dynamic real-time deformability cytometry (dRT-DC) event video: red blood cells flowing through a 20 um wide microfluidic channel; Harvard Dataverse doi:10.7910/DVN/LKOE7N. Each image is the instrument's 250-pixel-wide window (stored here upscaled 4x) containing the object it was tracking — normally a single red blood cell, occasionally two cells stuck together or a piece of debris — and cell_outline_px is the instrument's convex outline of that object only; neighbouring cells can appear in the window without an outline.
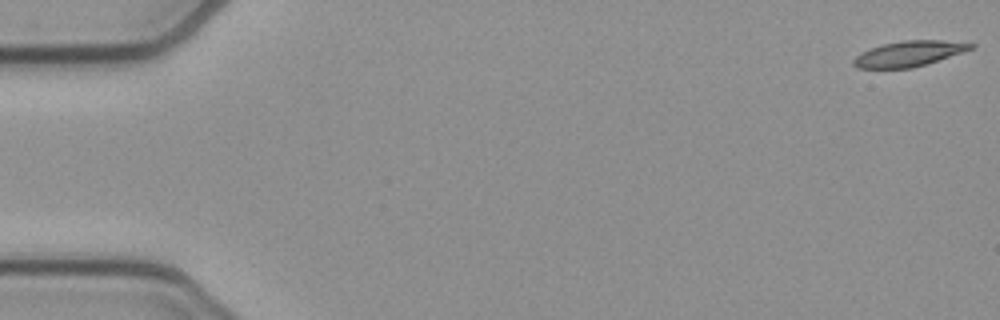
{"species": "common noctule bat (a hibernating species)", "species_latin": "Nyctalus noctula", "temperature_condition": "cold", "stored_images_in_passage": 54, "camera_frame_rate_fps": 3000, "um_per_image_px": 0.085, "animal": {"sex": "female", "body_mass_g": 21.9}, "frame": {"image": 1, "passage_image": 1, "time_ms": 0.0, "image_size_px": [1000, 320], "cell_outline_px": [[976, 48], [912, 68], [856, 68], [852, 64], [852, 60], [860, 52], [884, 44], [904, 40], [940, 40], [976, 44]], "centroid_in_image_um": [77.25, 4.56], "position_along_channel_um": 7.7, "area_um2": 17.28}}
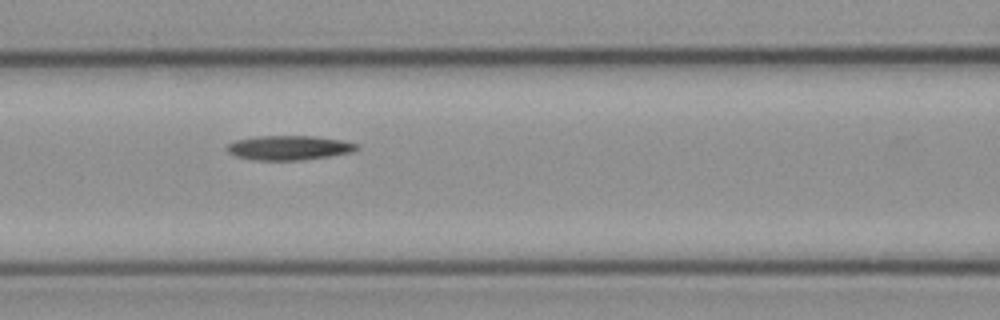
{"frame": {"image": 2, "passage_image": 23, "time_ms": 7.333, "image_size_px": [1000, 320], "cell_outline_px": [[360, 148], [352, 152], [332, 156], [304, 160], [256, 160], [236, 156], [228, 152], [224, 148], [228, 144], [236, 140], [256, 136], [312, 136], [344, 140], [360, 144]], "centroid_in_image_um": [24.61, 12.56], "position_along_channel_um": 142.0, "area_um2": 18.73}}
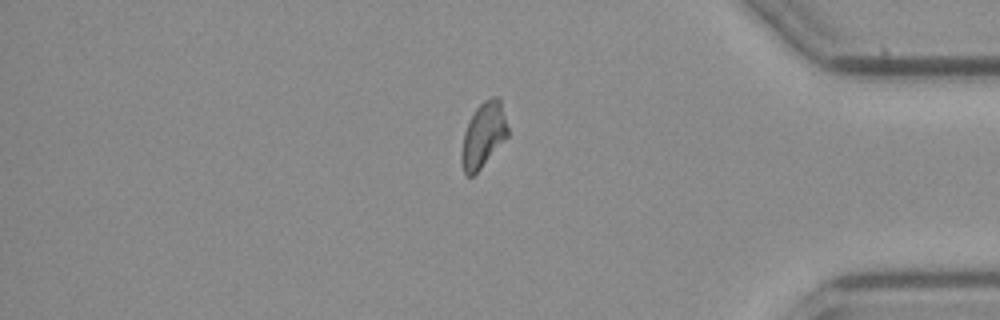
{"frame": {"image": 3, "passage_image": 45, "time_ms": 14.667, "image_size_px": [1000, 320], "cell_outline_px": [[508, 136], [480, 168], [472, 176], [468, 176], [464, 172], [460, 160], [460, 152], [464, 132], [476, 108], [484, 100], [492, 96], [500, 96], [508, 128]], "centroid_in_image_um": [41.08, 11.45], "position_along_channel_um": 394.1, "area_um2": 17.4}}